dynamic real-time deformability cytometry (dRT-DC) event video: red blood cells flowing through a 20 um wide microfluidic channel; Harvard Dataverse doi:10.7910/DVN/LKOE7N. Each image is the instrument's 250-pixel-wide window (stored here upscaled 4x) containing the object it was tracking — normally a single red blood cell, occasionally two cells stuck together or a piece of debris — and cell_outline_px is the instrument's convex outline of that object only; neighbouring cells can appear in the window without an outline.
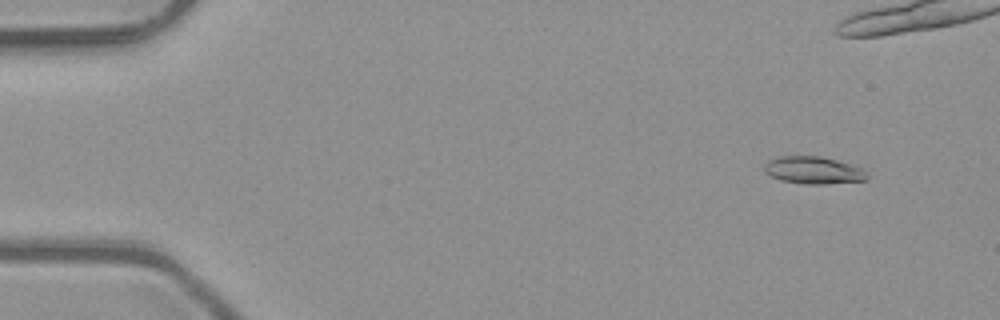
{"species": "common noctule bat (a hibernating species)", "species_latin": "Nyctalus noctula", "temperature_condition": "room temperature", "stored_images_in_passage": 52, "camera_frame_rate_fps": 3000, "um_per_image_px": 0.085, "animal": {"sex": "male", "body_mass_g": 23.1, "forearm_length_mm": 52.7}, "frame": {"image": 1, "passage_image": 5, "time_ms": 1.333, "image_size_px": [1000, 320], "cell_outline_px": [[868, 180], [824, 184], [804, 184], [780, 180], [764, 172], [764, 164], [768, 160], [780, 156], [820, 156], [836, 160], [860, 168], [868, 176]], "centroid_in_image_um": [69.09, 14.47], "position_along_channel_um": 15.9, "area_um2": 16.24}}
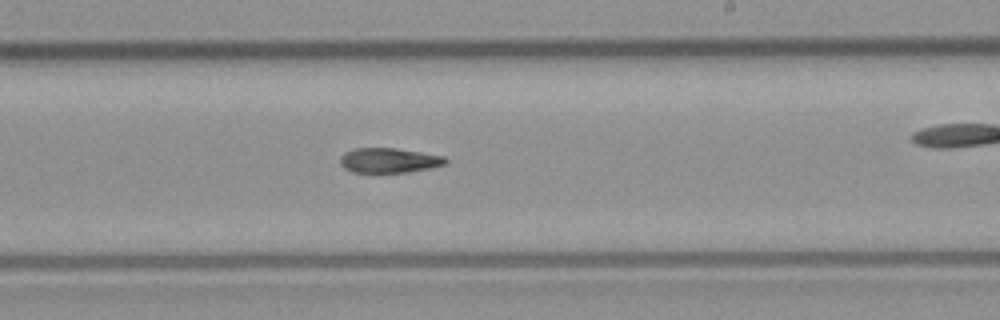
{"frame": {"image": 2, "passage_image": 31, "time_ms": 10.0, "image_size_px": [1000, 320], "cell_outline_px": [[448, 160], [444, 164], [432, 168], [408, 172], [352, 172], [344, 168], [340, 164], [340, 156], [344, 152], [352, 148], [396, 148], [444, 156]], "centroid_in_image_um": [33.04, 13.63], "position_along_channel_um": 256.0, "area_um2": 15.32}}
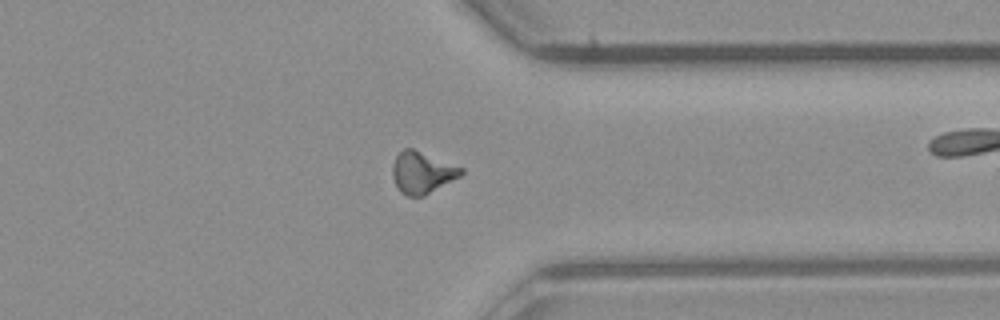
{"frame": {"image": 3, "passage_image": 40, "time_ms": 13.0, "image_size_px": [1000, 320], "cell_outline_px": [[464, 172], [460, 176], [424, 196], [408, 196], [400, 192], [392, 176], [392, 164], [396, 156], [404, 148], [412, 148], [464, 168]], "centroid_in_image_um": [35.87, 14.66], "position_along_channel_um": 375.5, "area_um2": 16.59}, "authors_computed_cell_mechanics": {"area_um2": 15.9239, "velocity_mm_per_s": 4.0974, "shape_relaxation_time_tau1_ms": 11.0755, "shape_relaxation_time_tau2_ms": null, "deformation_change_tau1": 0.2779, "deformation_change_tau2": null}}